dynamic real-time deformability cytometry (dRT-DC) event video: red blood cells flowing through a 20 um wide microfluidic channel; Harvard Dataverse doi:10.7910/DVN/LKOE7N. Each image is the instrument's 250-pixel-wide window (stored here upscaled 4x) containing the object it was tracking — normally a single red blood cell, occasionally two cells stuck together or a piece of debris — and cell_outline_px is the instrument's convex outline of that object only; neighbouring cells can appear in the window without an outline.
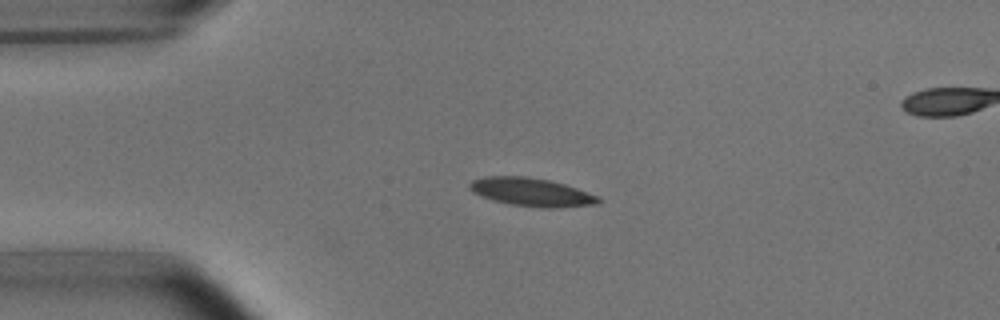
{"species": "common noctule bat (a hibernating species)", "species_latin": "Nyctalus noctula", "temperature_condition": "room temperature", "stored_images_in_passage": 4, "camera_frame_rate_fps": 3000, "um_per_image_px": 0.085, "animal": {"sex": "male", "body_mass_g": 15.6}, "frame": {"image": 1, "passage_image": 2, "time_ms": 2.0, "image_size_px": [1000, 320], "cell_outline_px": [[604, 200], [600, 204], [556, 208], [540, 208], [508, 204], [492, 200], [480, 196], [472, 192], [468, 188], [468, 184], [472, 180], [484, 176], [524, 176], [548, 180], [564, 184], [600, 196]], "centroid_in_image_um": [45.19, 16.34], "position_along_channel_um": 39.8, "area_um2": 21.62}}